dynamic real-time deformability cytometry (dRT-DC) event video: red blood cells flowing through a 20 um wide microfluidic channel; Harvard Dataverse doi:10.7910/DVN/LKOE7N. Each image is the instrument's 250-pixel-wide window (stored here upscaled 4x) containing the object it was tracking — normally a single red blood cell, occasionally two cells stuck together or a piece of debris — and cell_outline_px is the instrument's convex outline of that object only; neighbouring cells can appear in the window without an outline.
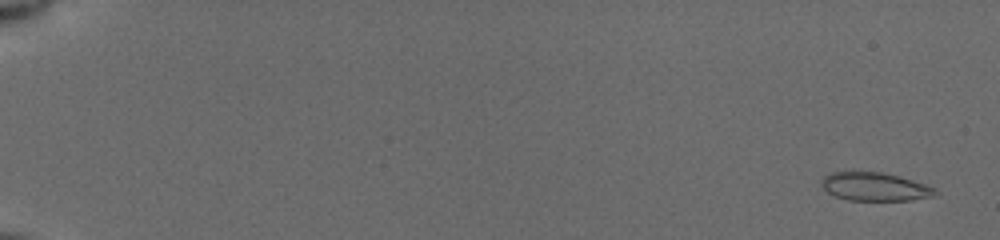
{"species": "common noctule bat (a hibernating species)", "species_latin": "Nyctalus noctula", "temperature_condition": "cold", "stored_images_in_passage": 21, "camera_frame_rate_fps": 3000, "um_per_image_px": 0.085, "animal": {"sex": "female", "body_mass_g": 19.5, "forearm_length_mm": 54.1}, "frame": {"image": 1, "passage_image": 1, "time_ms": 0.0, "image_size_px": [1000, 240], "cell_outline_px": [[940, 192], [932, 196], [912, 200], [848, 200], [836, 196], [828, 192], [820, 184], [820, 180], [824, 176], [832, 172], [852, 168], [880, 172], [900, 176], [936, 188]], "centroid_in_image_um": [74.3, 15.82], "position_along_channel_um": 10.7, "area_um2": 19.42}}
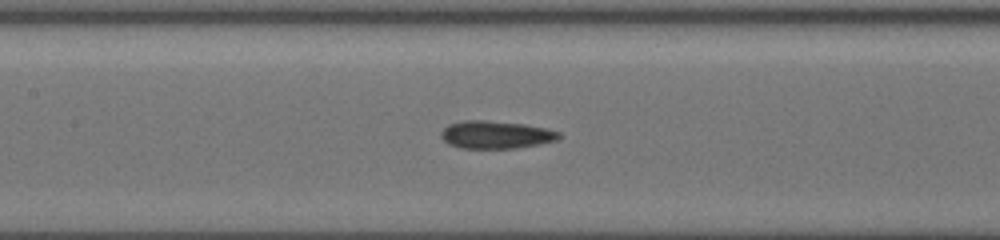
{"frame": {"image": 2, "passage_image": 17, "time_ms": 8.667, "image_size_px": [1000, 240], "cell_outline_px": [[560, 136], [556, 140], [540, 144], [516, 148], [460, 148], [448, 144], [440, 136], [440, 132], [448, 124], [464, 120], [484, 120], [524, 124], [544, 128], [560, 132]], "centroid_in_image_um": [42.11, 11.45], "position_along_channel_um": 165.3, "area_um2": 19.02}}
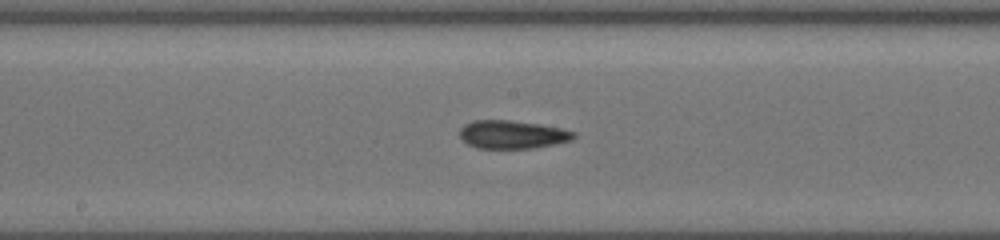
{"frame": {"image": 3, "passage_image": 20, "time_ms": 9.667, "image_size_px": [1000, 240], "cell_outline_px": [[576, 136], [572, 140], [556, 144], [532, 148], [476, 148], [468, 144], [460, 136], [460, 128], [464, 124], [472, 120], [508, 120], [540, 124], [560, 128], [576, 132]], "centroid_in_image_um": [43.55, 11.43], "position_along_channel_um": 204.6, "area_um2": 18.79}}